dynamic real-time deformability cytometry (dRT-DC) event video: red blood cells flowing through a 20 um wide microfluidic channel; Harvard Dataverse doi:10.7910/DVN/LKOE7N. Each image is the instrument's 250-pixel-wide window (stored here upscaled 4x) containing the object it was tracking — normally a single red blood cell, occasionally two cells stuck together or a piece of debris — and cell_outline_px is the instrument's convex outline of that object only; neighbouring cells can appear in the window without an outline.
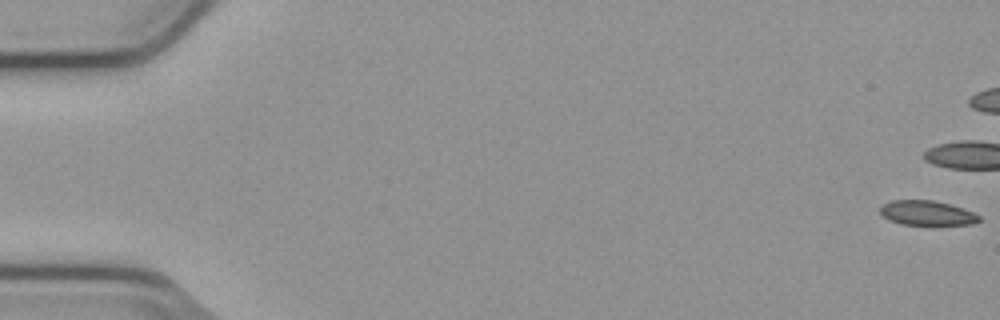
{"species": "common noctule bat (a hibernating species)", "species_latin": "Nyctalus noctula", "temperature_condition": "cold", "stored_images_in_passage": 15, "camera_frame_rate_fps": 3000, "um_per_image_px": 0.085, "animal": {"sex": "male", "body_mass_g": 23.1, "forearm_length_mm": 52.7}, "frame": {"image": 1, "passage_image": 1, "time_ms": 0.0, "image_size_px": [1000, 320], "cell_outline_px": [[980, 220], [972, 224], [900, 224], [888, 220], [880, 212], [880, 204], [892, 200], [932, 200], [964, 208], [980, 216]], "centroid_in_image_um": [78.75, 18.09], "position_along_channel_um": 6.3, "area_um2": 14.1}}